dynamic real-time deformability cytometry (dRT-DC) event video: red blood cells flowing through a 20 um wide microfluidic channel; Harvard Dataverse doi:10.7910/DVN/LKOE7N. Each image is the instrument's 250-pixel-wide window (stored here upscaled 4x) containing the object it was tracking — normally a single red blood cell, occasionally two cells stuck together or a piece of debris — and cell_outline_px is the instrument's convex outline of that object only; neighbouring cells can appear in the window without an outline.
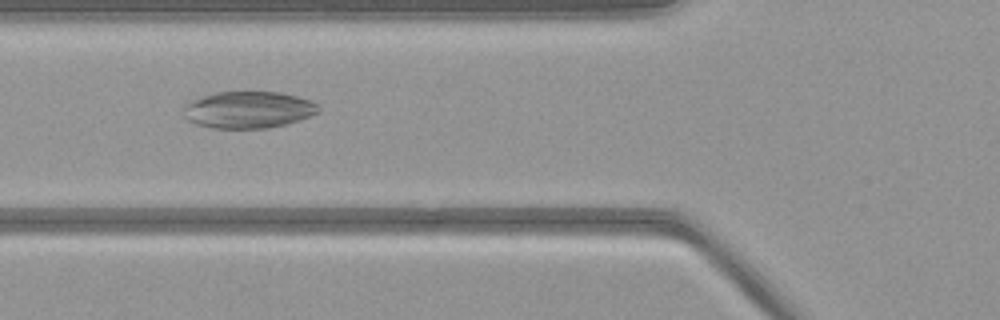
{"species": "common noctule bat (a hibernating species)", "species_latin": "Nyctalus noctula", "temperature_condition": "warm", "stored_images_in_passage": 48, "camera_frame_rate_fps": 3000, "um_per_image_px": 0.085, "animal": {"sex": "female", "body_mass_g": 21.9}, "frame": {"image": 1, "passage_image": 15, "time_ms": 4.667, "image_size_px": [1000, 320], "cell_outline_px": [[320, 112], [300, 120], [268, 128], [212, 128], [196, 124], [188, 120], [184, 116], [184, 104], [192, 100], [216, 92], [280, 92], [312, 100], [320, 108]], "centroid_in_image_um": [21.12, 9.33], "position_along_channel_um": 104.7, "area_um2": 28.96}}
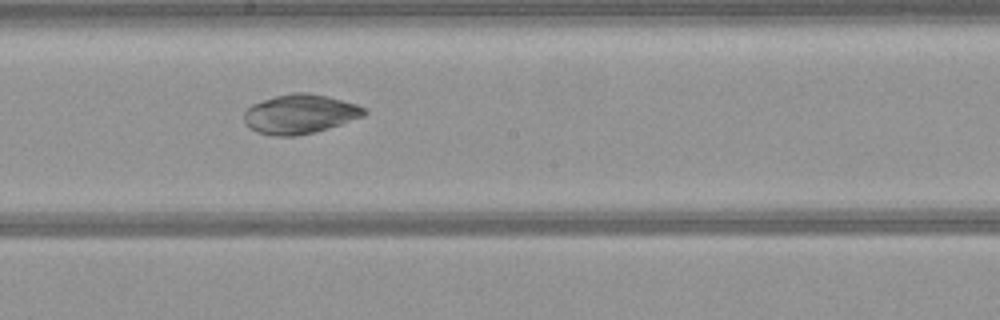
{"frame": {"image": 2, "passage_image": 24, "time_ms": 7.667, "image_size_px": [1000, 320], "cell_outline_px": [[368, 112], [364, 116], [328, 128], [296, 136], [272, 136], [256, 132], [248, 128], [244, 120], [244, 112], [252, 104], [276, 96], [292, 92], [308, 92], [328, 96], [356, 104], [364, 108]], "centroid_in_image_um": [25.47, 9.69], "position_along_channel_um": 222.7, "area_um2": 27.51}}
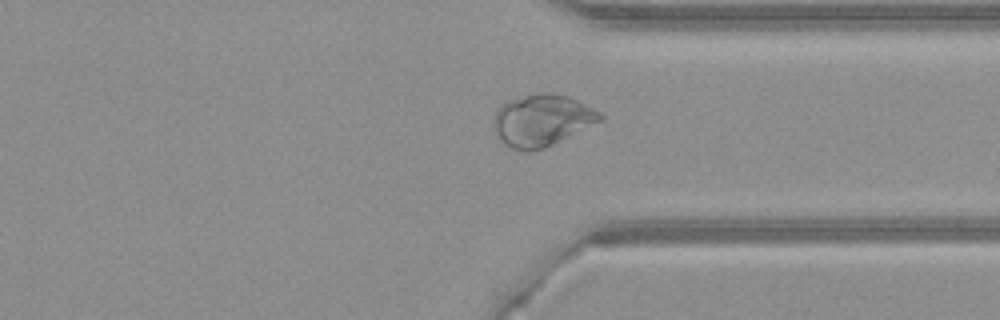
{"frame": {"image": 3, "passage_image": 35, "time_ms": 11.333, "image_size_px": [1000, 320], "cell_outline_px": [[604, 120], [544, 148], [532, 152], [528, 152], [512, 148], [504, 144], [496, 136], [492, 124], [496, 112], [508, 100], [540, 92], [544, 92], [568, 96], [600, 112], [604, 116]], "centroid_in_image_um": [46.06, 10.24], "position_along_channel_um": 365.3, "area_um2": 32.02}}